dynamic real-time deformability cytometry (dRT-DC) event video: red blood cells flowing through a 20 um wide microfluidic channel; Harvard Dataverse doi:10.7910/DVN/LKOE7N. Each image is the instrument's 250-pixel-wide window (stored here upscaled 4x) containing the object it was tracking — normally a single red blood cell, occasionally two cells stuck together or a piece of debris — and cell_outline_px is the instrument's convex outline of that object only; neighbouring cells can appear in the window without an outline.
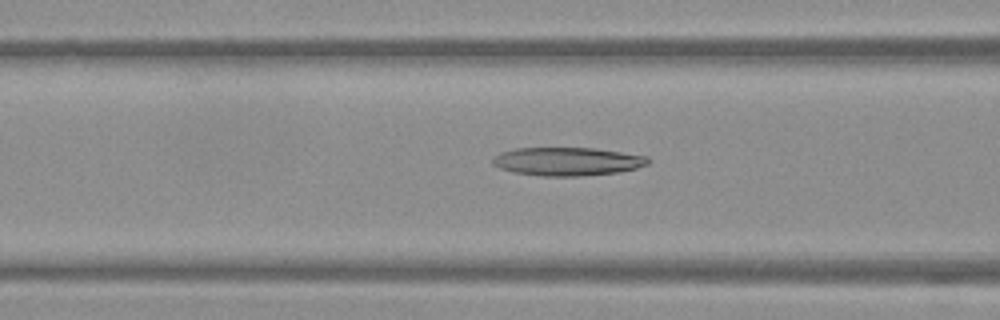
{"species": "Egyptian fruit bat (a non-hibernating species)", "species_latin": "Rousettus aegyptiacus", "temperature_condition": "warm", "stored_images_in_passage": 53, "camera_frame_rate_fps": 3000, "um_per_image_px": 0.085, "frame": {"image": 1, "passage_image": 21, "time_ms": 6.667, "image_size_px": [1000, 320], "cell_outline_px": [[652, 160], [648, 164], [636, 168], [620, 172], [580, 176], [544, 176], [512, 172], [500, 168], [492, 164], [492, 156], [500, 152], [516, 148], [596, 148], [648, 156]], "centroid_in_image_um": [48.23, 13.72], "position_along_channel_um": 118.4, "area_um2": 25.89}}
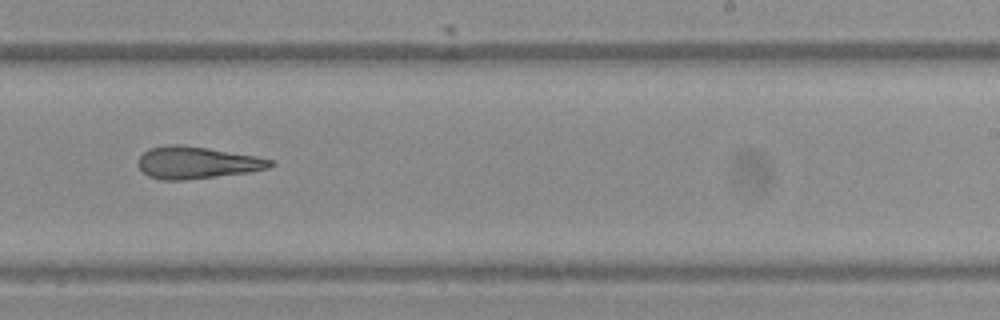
{"frame": {"image": 2, "passage_image": 33, "time_ms": 10.667, "image_size_px": [1000, 320], "cell_outline_px": [[276, 164], [268, 168], [248, 172], [184, 180], [164, 180], [148, 176], [136, 164], [136, 160], [148, 148], [168, 144], [180, 144], [208, 148], [256, 156], [272, 160]], "centroid_in_image_um": [16.69, 13.81], "position_along_channel_um": 272.3, "area_um2": 24.74}}
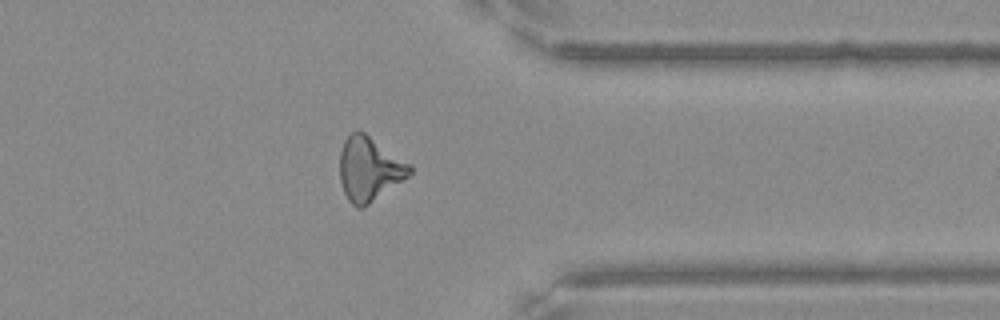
{"frame": {"image": 3, "passage_image": 42, "time_ms": 13.667, "image_size_px": [1000, 320], "cell_outline_px": [[412, 172], [408, 176], [364, 208], [356, 208], [348, 200], [344, 192], [340, 180], [340, 152], [344, 140], [356, 128], [360, 128], [412, 164]], "centroid_in_image_um": [31.39, 14.32], "position_along_channel_um": 380.0, "area_um2": 26.53}, "authors_computed_cell_mechanics": {"area_um2": 25.8944, "velocity_mm_per_s": 3.8397, "shape_relaxation_time_tau1_ms": null, "shape_relaxation_time_tau2_ms": 8.6346, "deformation_change_tau1": null, "deformation_change_tau2": 0.2615}}